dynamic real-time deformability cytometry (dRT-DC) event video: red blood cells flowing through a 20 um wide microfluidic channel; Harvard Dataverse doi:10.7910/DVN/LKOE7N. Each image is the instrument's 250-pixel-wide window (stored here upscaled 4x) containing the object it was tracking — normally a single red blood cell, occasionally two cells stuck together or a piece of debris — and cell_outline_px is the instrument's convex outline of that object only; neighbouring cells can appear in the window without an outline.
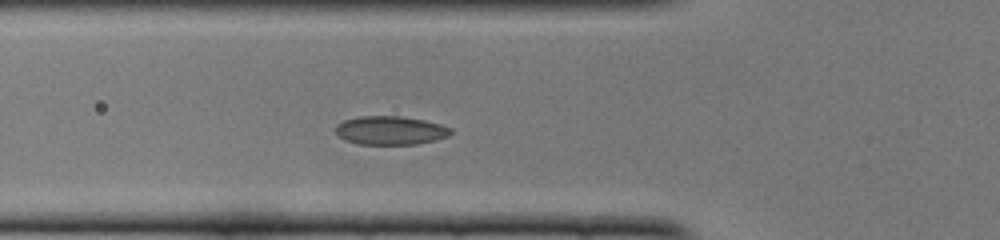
{"species": "common noctule bat (a hibernating species)", "species_latin": "Nyctalus noctula", "temperature_condition": "cold", "stored_images_in_passage": 40, "camera_frame_rate_fps": 3000, "um_per_image_px": 0.085, "animal": {"sex": "female", "body_mass_g": 22.0, "forearm_length_mm": 56.7}, "frame": {"image": 1, "passage_image": 10, "time_ms": 3.0, "image_size_px": [1000, 240], "cell_outline_px": [[452, 132], [448, 136], [436, 140], [416, 144], [356, 144], [344, 140], [336, 132], [336, 124], [344, 120], [360, 116], [400, 116], [424, 120], [440, 124], [452, 128]], "centroid_in_image_um": [33.18, 11.08], "position_along_channel_um": 92.6, "area_um2": 19.25}}
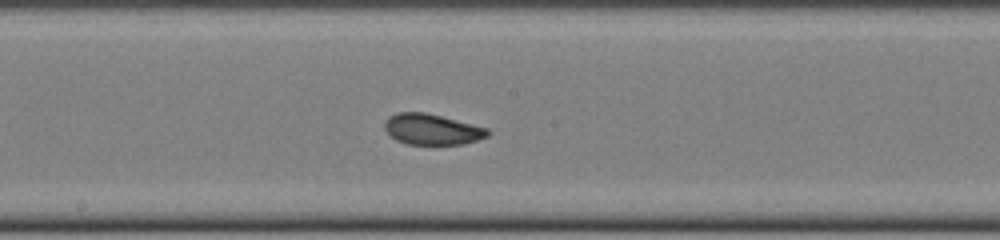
{"frame": {"image": 2, "passage_image": 19, "time_ms": 6.0, "image_size_px": [1000, 240], "cell_outline_px": [[492, 132], [488, 136], [464, 144], [408, 144], [396, 140], [384, 128], [384, 120], [388, 116], [396, 112], [424, 112], [488, 128]], "centroid_in_image_um": [36.71, 10.99], "position_along_channel_um": 211.5, "area_um2": 18.44}}
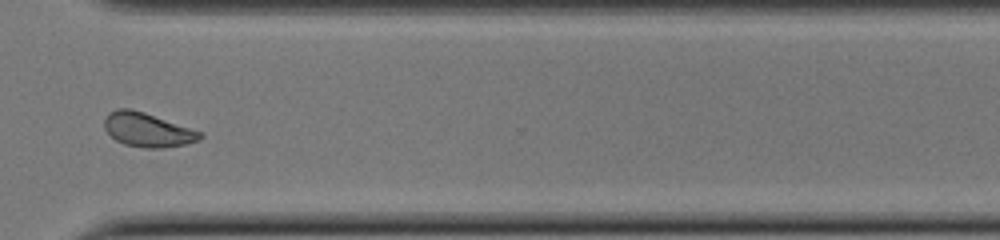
{"frame": {"image": 3, "passage_image": 30, "time_ms": 9.667, "image_size_px": [1000, 240], "cell_outline_px": [[204, 136], [200, 140], [184, 144], [164, 148], [144, 148], [124, 144], [116, 140], [104, 128], [104, 120], [108, 112], [116, 108], [132, 108], [204, 132]], "centroid_in_image_um": [12.56, 11.03], "position_along_channel_um": 358.0, "area_um2": 19.19}, "authors_computed_cell_mechanics": {"area_um2": 18.7561, "velocity_mm_per_s": 3.9641, "shape_relaxation_time_tau1_ms": 10.9035, "shape_relaxation_time_tau2_ms": 2.5754, "deformation_change_tau1": 0.166, "deformation_change_tau2": 0.0555}}